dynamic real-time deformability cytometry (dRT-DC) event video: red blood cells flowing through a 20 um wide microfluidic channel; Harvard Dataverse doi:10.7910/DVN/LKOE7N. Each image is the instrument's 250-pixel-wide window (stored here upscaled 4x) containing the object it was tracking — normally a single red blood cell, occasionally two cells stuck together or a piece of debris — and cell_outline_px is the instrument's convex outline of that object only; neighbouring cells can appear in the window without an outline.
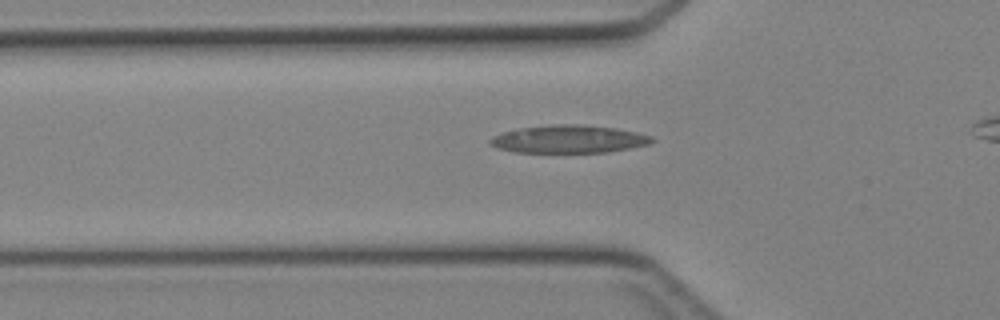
{"species": "Egyptian fruit bat (a non-hibernating species)", "species_latin": "Rousettus aegyptiacus", "temperature_condition": "cold", "stored_images_in_passage": 33, "camera_frame_rate_fps": 3000, "um_per_image_px": 0.085, "animal": {"sex": "female"}, "frame": {"image": 1, "passage_image": 9, "time_ms": 2.667, "image_size_px": [1000, 320], "cell_outline_px": [[656, 140], [648, 144], [608, 152], [516, 152], [496, 148], [488, 144], [488, 140], [492, 136], [504, 132], [520, 128], [552, 124], [580, 124], [616, 128], [636, 132], [652, 136]], "centroid_in_image_um": [48.32, 11.82], "position_along_channel_um": 77.5, "area_um2": 26.24}}
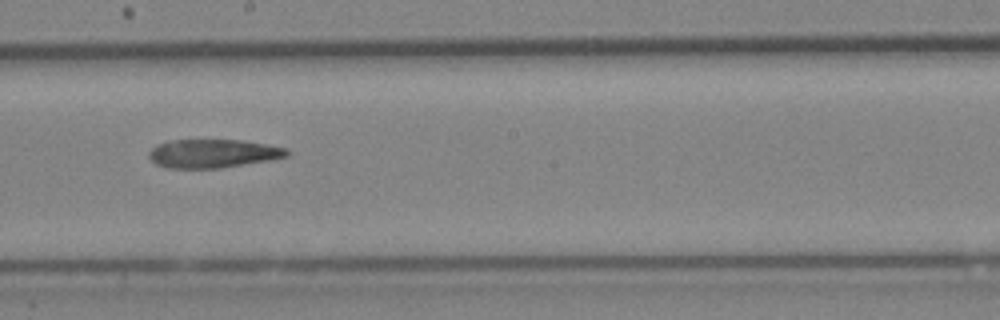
{"frame": {"image": 2, "passage_image": 19, "time_ms": 6.0, "image_size_px": [1000, 320], "cell_outline_px": [[292, 152], [288, 156], [272, 160], [220, 168], [168, 168], [156, 164], [148, 156], [148, 152], [156, 144], [168, 140], [244, 140], [288, 148]], "centroid_in_image_um": [18.14, 13.04], "position_along_channel_um": 230.1, "area_um2": 23.24}}
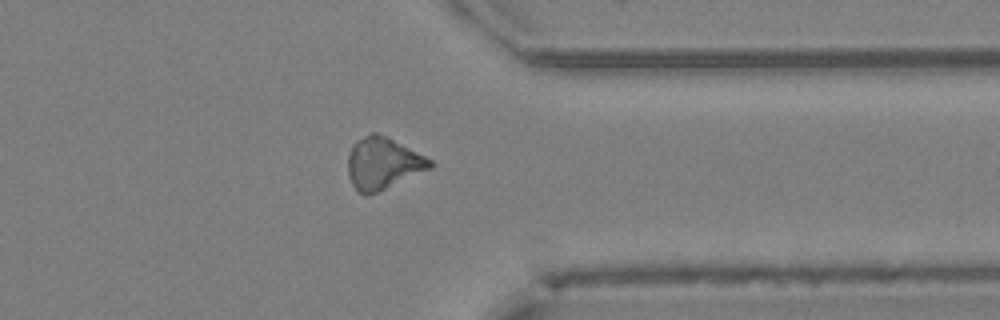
{"frame": {"image": 3, "passage_image": 29, "time_ms": 9.333, "image_size_px": [1000, 320], "cell_outline_px": [[436, 164], [432, 168], [368, 196], [360, 192], [352, 184], [348, 176], [348, 156], [352, 144], [356, 140], [372, 132], [376, 132], [388, 136], [432, 160]], "centroid_in_image_um": [32.55, 13.87], "position_along_channel_um": 378.8, "area_um2": 24.91}}